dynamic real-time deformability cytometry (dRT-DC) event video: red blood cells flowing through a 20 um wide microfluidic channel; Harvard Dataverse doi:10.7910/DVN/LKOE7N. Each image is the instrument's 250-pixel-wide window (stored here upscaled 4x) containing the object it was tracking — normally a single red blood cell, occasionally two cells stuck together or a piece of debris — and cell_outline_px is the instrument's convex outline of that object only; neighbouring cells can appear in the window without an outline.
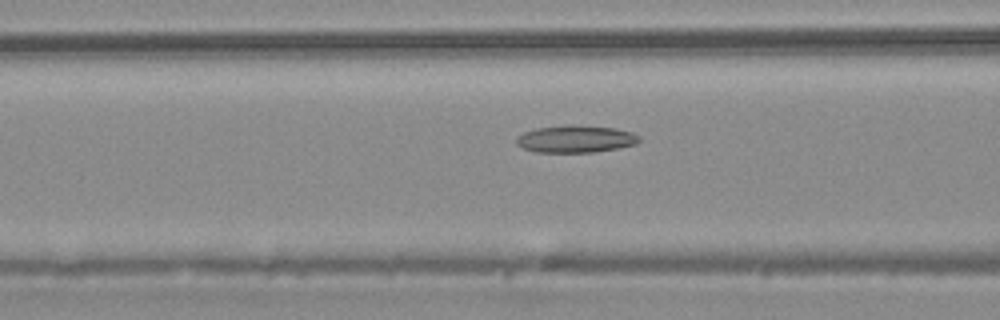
{"species": "common noctule bat (a hibernating species)", "species_latin": "Nyctalus noctula", "temperature_condition": "warm", "stored_images_in_passage": 16, "camera_frame_rate_fps": 3000, "um_per_image_px": 0.085, "animal": {"sex": "male", "body_mass_g": 20.4}, "frame": {"image": 1, "passage_image": 14, "time_ms": 4.333, "image_size_px": [1000, 320], "cell_outline_px": [[640, 140], [636, 144], [616, 148], [592, 152], [536, 152], [524, 148], [516, 144], [516, 136], [524, 132], [536, 128], [568, 124], [616, 128], [632, 132], [640, 136]], "centroid_in_image_um": [48.92, 11.8], "position_along_channel_um": 117.7, "area_um2": 19.54}}